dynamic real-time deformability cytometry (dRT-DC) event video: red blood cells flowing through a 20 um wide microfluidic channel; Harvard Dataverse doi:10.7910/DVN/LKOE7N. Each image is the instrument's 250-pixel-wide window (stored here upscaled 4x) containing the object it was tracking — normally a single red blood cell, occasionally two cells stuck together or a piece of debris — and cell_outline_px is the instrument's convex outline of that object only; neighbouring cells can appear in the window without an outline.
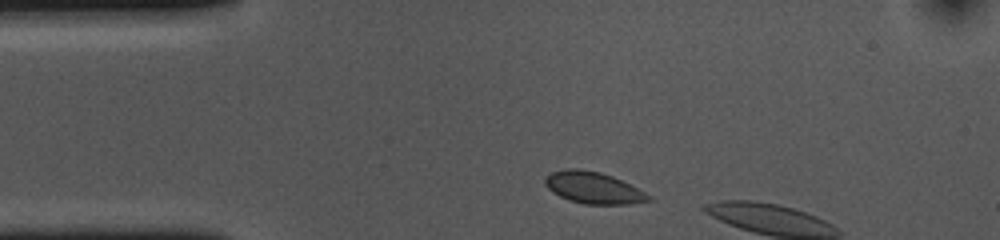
{"species": "common noctule bat (a hibernating species)", "species_latin": "Nyctalus noctula", "temperature_condition": "cold", "stored_images_in_passage": 5, "camera_frame_rate_fps": 3000, "um_per_image_px": 0.085, "animal": {"sex": "female", "body_mass_g": 10.0, "forearm_length_mm": 53.1}, "frame": {"image": 1, "passage_image": 3, "time_ms": 0.667, "image_size_px": [1000, 240], "cell_outline_px": [[652, 200], [628, 204], [584, 204], [568, 200], [552, 192], [544, 184], [544, 180], [552, 172], [568, 168], [580, 168], [600, 172], [612, 176], [652, 196]], "centroid_in_image_um": [50.41, 15.96], "position_along_channel_um": 34.6, "area_um2": 18.96}}